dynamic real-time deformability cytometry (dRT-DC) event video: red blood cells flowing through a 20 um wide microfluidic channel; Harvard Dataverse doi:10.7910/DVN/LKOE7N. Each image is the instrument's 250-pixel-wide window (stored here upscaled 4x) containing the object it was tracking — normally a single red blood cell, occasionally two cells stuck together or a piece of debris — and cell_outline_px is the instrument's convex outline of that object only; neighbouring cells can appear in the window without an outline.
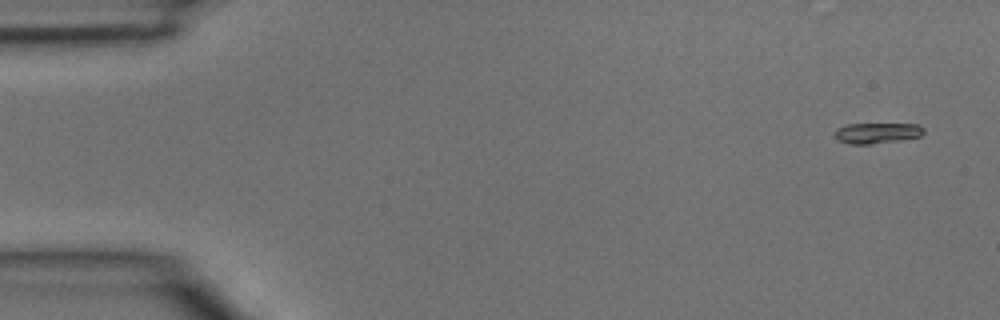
{"species": "common noctule bat (a hibernating species)", "species_latin": "Nyctalus noctula", "temperature_condition": "room temperature", "stored_images_in_passage": 5, "segment_of_instrument_passage": [1, 2], "camera_frame_rate_fps": 3000, "um_per_image_px": 0.085, "animal": {"sex": "male", "body_mass_g": 15.6}, "frame": {"image": 1, "passage_image": 1, "time_ms": 0.0, "image_size_px": [1000, 320], "cell_outline_px": [[924, 132], [920, 136], [900, 140], [868, 144], [852, 144], [836, 140], [836, 128], [848, 124], [920, 124], [924, 128]], "centroid_in_image_um": [74.56, 11.3], "position_along_channel_um": 10.4, "area_um2": 10.64}}